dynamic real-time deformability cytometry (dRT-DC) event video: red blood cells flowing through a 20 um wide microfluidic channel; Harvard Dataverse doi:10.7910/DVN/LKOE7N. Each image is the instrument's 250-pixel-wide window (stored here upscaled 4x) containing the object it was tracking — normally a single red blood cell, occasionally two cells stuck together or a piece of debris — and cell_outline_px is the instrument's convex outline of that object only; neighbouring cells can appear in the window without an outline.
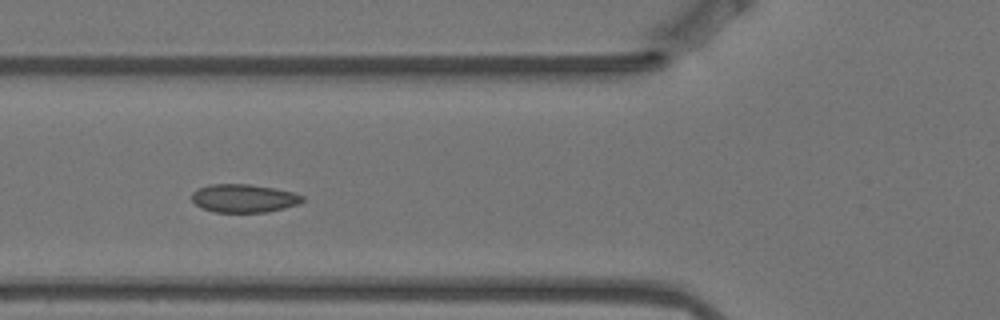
{"species": "Egyptian fruit bat (a non-hibernating species)", "species_latin": "Rousettus aegyptiacus", "temperature_condition": "warm", "stored_images_in_passage": 6, "camera_frame_rate_fps": 3000, "um_per_image_px": 0.085, "animal": {"sex": "female"}, "frame": {"image": 1, "passage_image": 5, "time_ms": 1.333, "image_size_px": [1000, 320], "cell_outline_px": [[304, 200], [300, 204], [268, 212], [212, 212], [200, 208], [192, 200], [192, 192], [196, 188], [212, 184], [248, 184], [272, 188], [292, 192], [304, 196]], "centroid_in_image_um": [20.7, 16.86], "position_along_channel_um": 105.1, "area_um2": 18.32}}
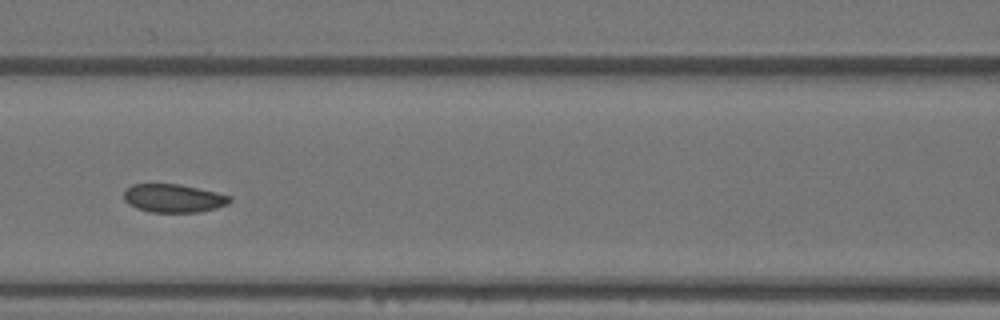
{"frame": {"image": 2, "passage_image": 6, "time_ms": 1.667, "image_size_px": [1000, 320], "cell_outline_px": [[232, 200], [228, 204], [216, 208], [196, 212], [152, 212], [136, 208], [128, 204], [124, 200], [124, 192], [132, 184], [176, 184], [216, 192], [232, 196]], "centroid_in_image_um": [14.75, 16.85], "position_along_channel_um": 151.9, "area_um2": 17.34}}